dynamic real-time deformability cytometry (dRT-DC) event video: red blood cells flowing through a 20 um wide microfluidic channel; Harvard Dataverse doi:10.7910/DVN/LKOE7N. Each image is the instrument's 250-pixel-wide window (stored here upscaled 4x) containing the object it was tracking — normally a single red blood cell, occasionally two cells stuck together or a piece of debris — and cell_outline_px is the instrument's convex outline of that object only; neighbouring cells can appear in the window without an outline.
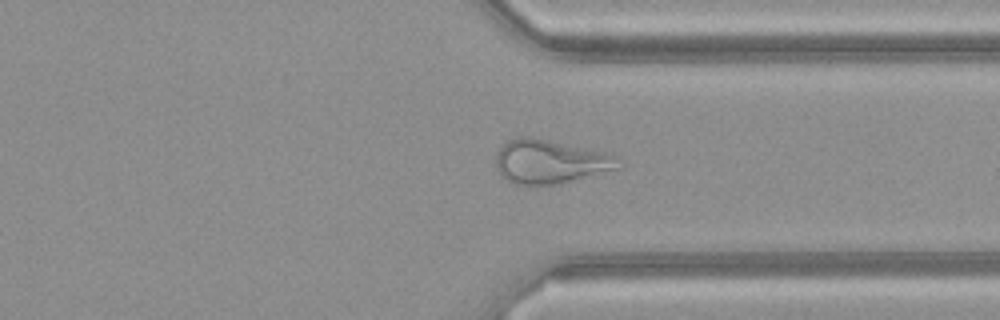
{"species": "common noctule bat (a hibernating species)", "species_latin": "Nyctalus noctula", "temperature_condition": "warm", "stored_images_in_passage": 48, "camera_frame_rate_fps": 3000, "um_per_image_px": 0.085, "animal": {"sex": "female", "body_mass_g": 21.9}, "frame": {"image": 1, "passage_image": 36, "time_ms": 11.667, "image_size_px": [1000, 320], "cell_outline_px": [[624, 168], [556, 184], [512, 184], [504, 180], [500, 176], [496, 164], [496, 156], [500, 148], [508, 140], [520, 136], [532, 136], [604, 152], [620, 156], [624, 164]], "centroid_in_image_um": [46.82, 13.74], "position_along_channel_um": 364.6, "area_um2": 31.73}}
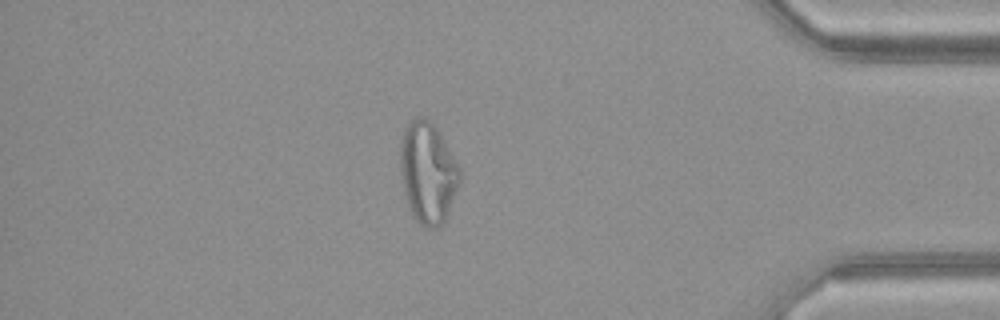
{"frame": {"image": 2, "passage_image": 41, "time_ms": 13.333, "image_size_px": [1000, 320], "cell_outline_px": [[460, 184], [448, 212], [444, 220], [436, 228], [428, 228], [420, 224], [412, 216], [408, 208], [404, 192], [400, 172], [400, 140], [404, 128], [412, 120], [420, 116], [428, 120], [436, 128], [460, 168]], "centroid_in_image_um": [36.34, 14.7], "position_along_channel_um": 398.9, "area_um2": 34.97}}